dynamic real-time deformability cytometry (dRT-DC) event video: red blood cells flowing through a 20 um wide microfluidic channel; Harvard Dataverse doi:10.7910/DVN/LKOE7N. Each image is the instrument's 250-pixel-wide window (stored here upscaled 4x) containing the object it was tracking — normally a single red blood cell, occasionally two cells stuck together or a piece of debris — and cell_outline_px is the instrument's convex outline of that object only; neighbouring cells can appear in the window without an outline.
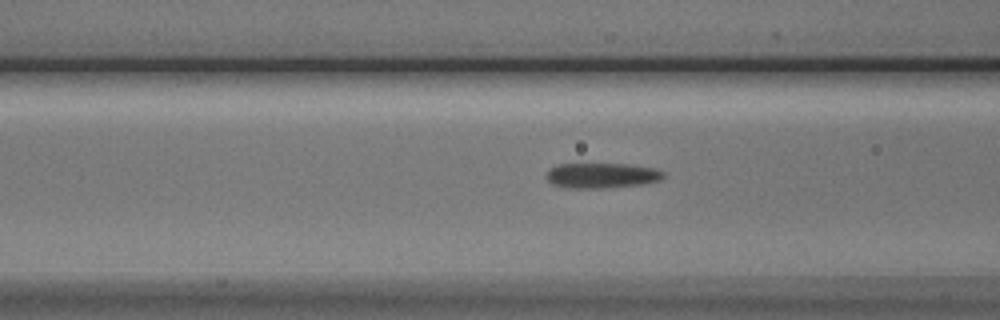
{"species": "Egyptian fruit bat (a non-hibernating species)", "species_latin": "Rousettus aegyptiacus", "temperature_condition": "cold", "stored_images_in_passage": 41, "camera_frame_rate_fps": 3000, "um_per_image_px": 0.085, "animal": {"sex": "male"}, "frame": {"image": 1, "passage_image": 20, "time_ms": 6.333, "image_size_px": [1000, 320], "cell_outline_px": [[664, 176], [660, 180], [640, 184], [604, 188], [568, 188], [552, 184], [548, 180], [548, 168], [560, 164], [628, 164], [656, 168], [664, 172]], "centroid_in_image_um": [51.15, 14.91], "position_along_channel_um": 115.4, "area_um2": 17.11}}
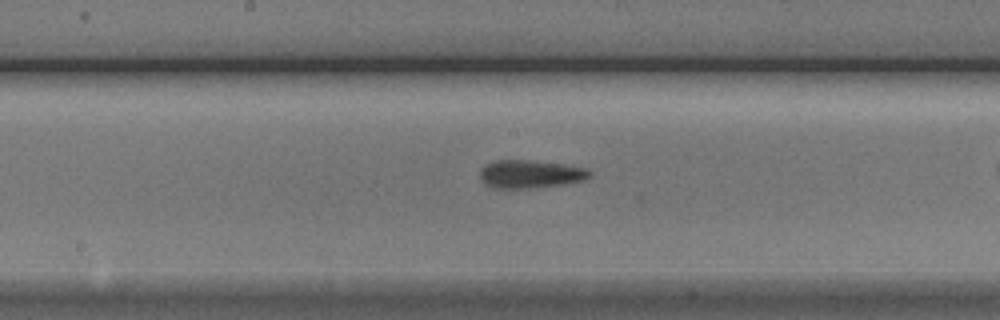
{"frame": {"image": 2, "passage_image": 27, "time_ms": 8.667, "image_size_px": [1000, 320], "cell_outline_px": [[592, 176], [584, 180], [560, 184], [528, 188], [492, 188], [484, 184], [480, 180], [480, 168], [484, 164], [496, 160], [528, 160], [564, 164], [588, 168], [592, 172]], "centroid_in_image_um": [45.05, 14.78], "position_along_channel_um": 203.2, "area_um2": 18.09}}
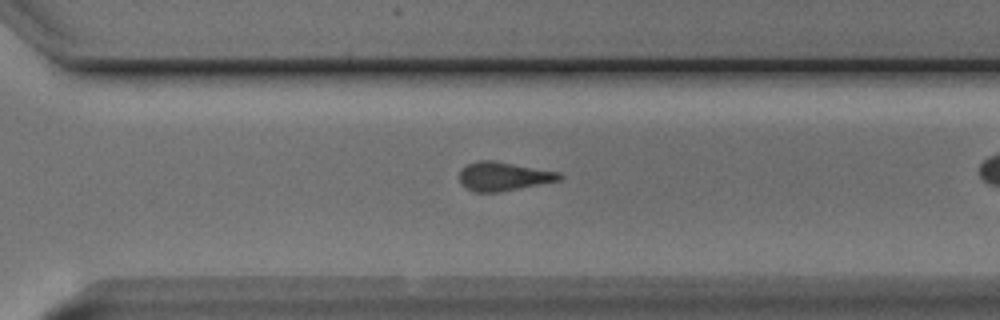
{"frame": {"image": 3, "passage_image": 37, "time_ms": 12.0, "image_size_px": [1000, 320], "cell_outline_px": [[564, 176], [560, 180], [500, 192], [472, 192], [460, 184], [460, 168], [468, 164], [480, 160], [492, 160], [560, 172]], "centroid_in_image_um": [42.77, 14.99], "position_along_channel_um": 327.8, "area_um2": 16.82}}